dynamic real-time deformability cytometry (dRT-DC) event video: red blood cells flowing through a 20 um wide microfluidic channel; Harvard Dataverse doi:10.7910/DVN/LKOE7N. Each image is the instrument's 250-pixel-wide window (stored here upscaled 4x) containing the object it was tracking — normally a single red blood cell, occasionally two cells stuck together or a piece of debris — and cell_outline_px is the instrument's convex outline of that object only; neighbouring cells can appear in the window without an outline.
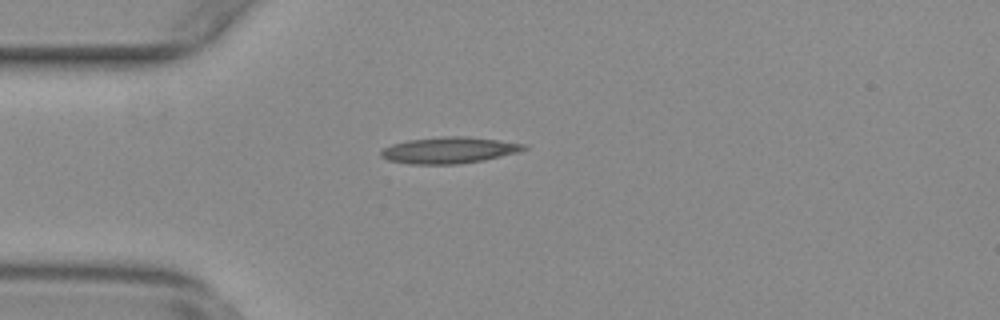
{"species": "common noctule bat (a hibernating species)", "species_latin": "Nyctalus noctula", "temperature_condition": "warm", "stored_images_in_passage": 53, "camera_frame_rate_fps": 3000, "um_per_image_px": 0.085, "animal": {"sex": "female", "body_mass_g": 29.2, "forearm_length_mm": 56.3}, "frame": {"image": 1, "passage_image": 13, "time_ms": 4.0, "image_size_px": [1000, 320], "cell_outline_px": [[528, 148], [520, 152], [484, 160], [456, 164], [408, 164], [388, 160], [380, 156], [380, 152], [384, 148], [392, 144], [408, 140], [448, 136], [464, 136], [528, 144]], "centroid_in_image_um": [38.19, 12.77], "position_along_channel_um": 46.8, "area_um2": 21.91}}
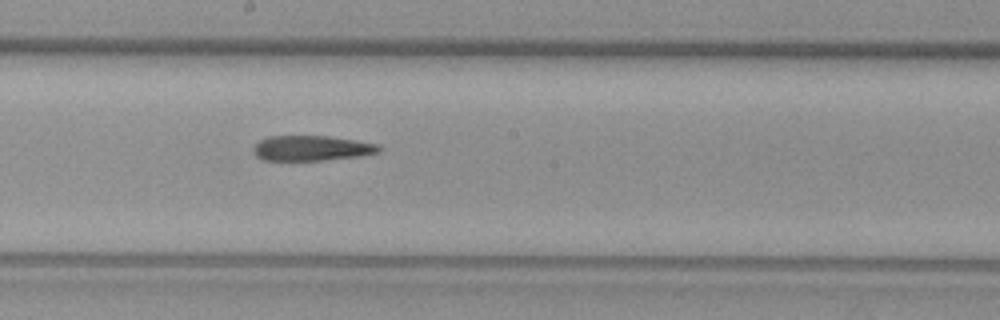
{"frame": {"image": 2, "passage_image": 28, "time_ms": 9.0, "image_size_px": [1000, 320], "cell_outline_px": [[384, 148], [380, 152], [360, 156], [320, 160], [260, 160], [252, 152], [252, 148], [260, 140], [268, 136], [328, 136], [356, 140], [380, 144]], "centroid_in_image_um": [26.51, 12.59], "position_along_channel_um": 221.7, "area_um2": 18.61}}
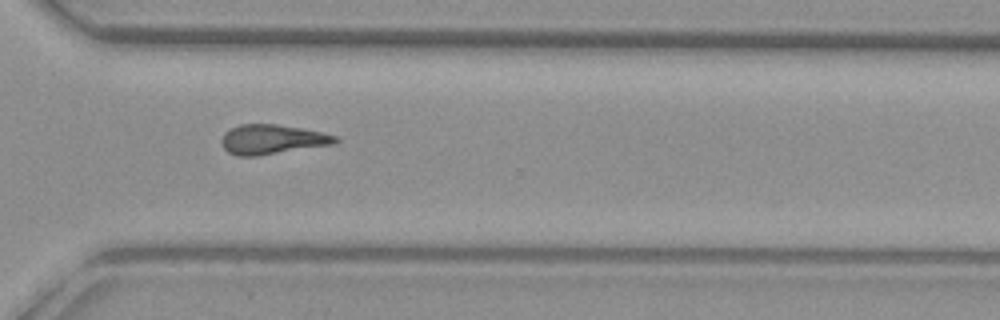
{"frame": {"image": 3, "passage_image": 38, "time_ms": 12.333, "image_size_px": [1000, 320], "cell_outline_px": [[340, 140], [336, 144], [256, 156], [240, 156], [228, 152], [220, 144], [220, 140], [224, 132], [240, 124], [276, 124], [300, 128], [320, 132], [336, 136]], "centroid_in_image_um": [23.12, 11.85], "position_along_channel_um": 347.5, "area_um2": 19.65}, "authors_computed_cell_mechanics": {"area_um2": 19.652, "velocity_mm_per_s": 3.7815, "shape_relaxation_time_tau1_ms": null, "shape_relaxation_time_tau2_ms": 5.3491, "deformation_change_tau1": null, "deformation_change_tau2": 0.1695}}